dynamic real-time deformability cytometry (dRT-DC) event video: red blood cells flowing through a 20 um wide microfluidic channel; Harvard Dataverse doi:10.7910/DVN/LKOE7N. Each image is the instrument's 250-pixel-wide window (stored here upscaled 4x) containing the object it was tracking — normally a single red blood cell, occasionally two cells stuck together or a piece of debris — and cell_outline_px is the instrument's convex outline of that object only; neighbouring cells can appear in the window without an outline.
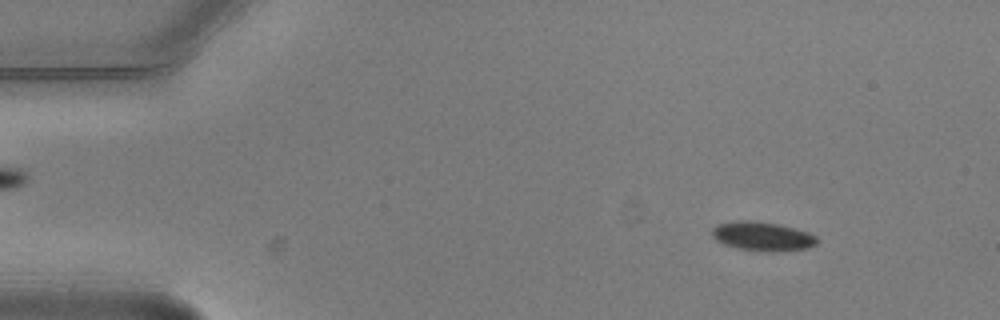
{"species": "common noctule bat (a hibernating species)", "species_latin": "Nyctalus noctula", "temperature_condition": "warm", "stored_images_in_passage": 3, "camera_frame_rate_fps": 3000, "um_per_image_px": 0.085, "animal": {"sex": "male", "body_mass_g": 20.5, "forearm_length_mm": 52.5}, "frame": {"image": 1, "passage_image": 1, "time_ms": 0.0, "image_size_px": [1000, 320], "cell_outline_px": [[820, 240], [816, 244], [808, 248], [776, 252], [768, 252], [736, 248], [724, 244], [716, 240], [712, 236], [712, 228], [716, 224], [732, 220], [748, 220], [780, 224], [796, 228], [808, 232], [816, 236]], "centroid_in_image_um": [64.81, 20.08], "position_along_channel_um": 20.2, "area_um2": 18.15}}
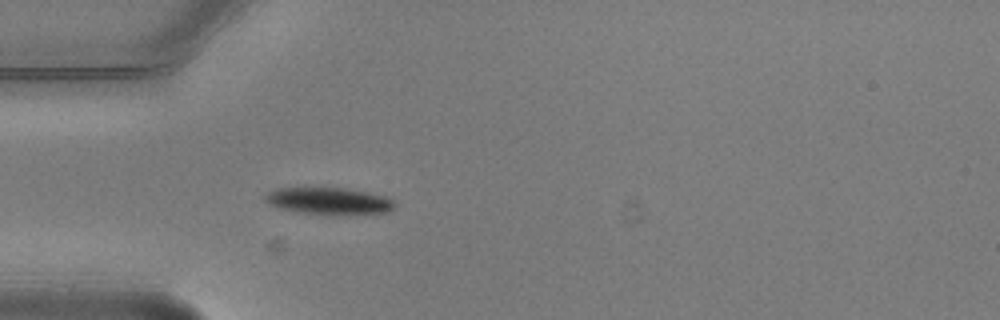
{"frame": {"image": 2, "passage_image": 3, "time_ms": 0.667, "image_size_px": [1000, 320], "cell_outline_px": [[396, 204], [388, 212], [348, 216], [300, 212], [280, 208], [268, 204], [264, 200], [264, 196], [268, 192], [276, 188], [344, 188], [368, 192], [384, 196], [392, 200]], "centroid_in_image_um": [27.97, 17.1], "position_along_channel_um": 57.0, "area_um2": 20.52}}